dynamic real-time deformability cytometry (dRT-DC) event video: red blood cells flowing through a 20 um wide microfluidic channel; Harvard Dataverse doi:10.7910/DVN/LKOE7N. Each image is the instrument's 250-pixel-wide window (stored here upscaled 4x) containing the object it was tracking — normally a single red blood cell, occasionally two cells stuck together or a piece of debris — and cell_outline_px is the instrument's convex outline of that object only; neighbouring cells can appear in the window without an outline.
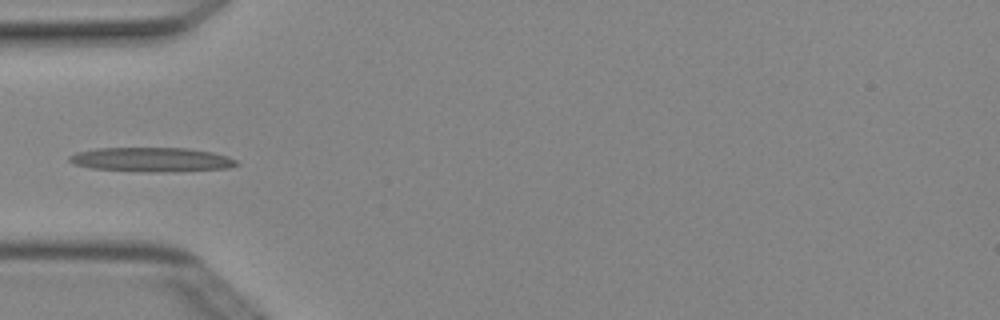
{"species": "Egyptian fruit bat (a non-hibernating species)", "species_latin": "Rousettus aegyptiacus", "temperature_condition": "cold", "stored_images_in_passage": 4, "camera_frame_rate_fps": 3000, "um_per_image_px": 0.085, "animal": {"sex": "female"}, "frame": {"image": 1, "passage_image": 3, "time_ms": 0.667, "image_size_px": [1000, 320], "cell_outline_px": [[240, 164], [228, 168], [160, 172], [148, 172], [92, 168], [72, 164], [68, 160], [68, 156], [76, 152], [96, 148], [188, 148], [212, 152], [228, 156], [236, 160]], "centroid_in_image_um": [12.86, 13.56], "position_along_channel_um": 72.1, "area_um2": 23.7}}
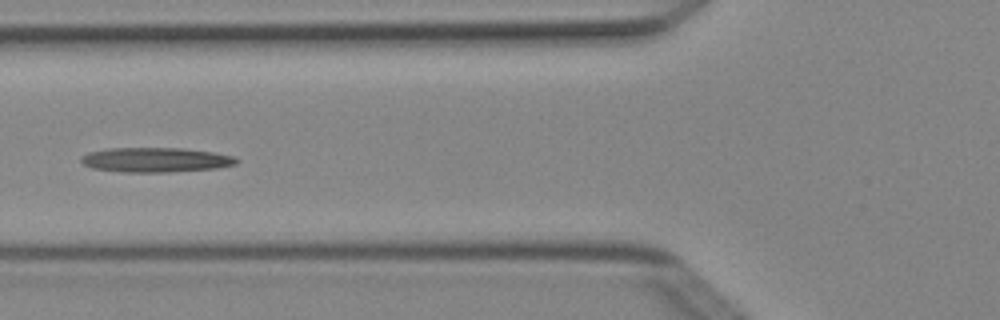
{"frame": {"image": 2, "passage_image": 4, "time_ms": 1.0, "image_size_px": [1000, 320], "cell_outline_px": [[240, 160], [236, 164], [216, 168], [168, 172], [124, 172], [92, 168], [84, 164], [80, 160], [80, 156], [88, 152], [108, 148], [180, 148], [212, 152], [236, 156]], "centroid_in_image_um": [13.23, 13.58], "position_along_channel_um": 112.6, "area_um2": 22.37}}